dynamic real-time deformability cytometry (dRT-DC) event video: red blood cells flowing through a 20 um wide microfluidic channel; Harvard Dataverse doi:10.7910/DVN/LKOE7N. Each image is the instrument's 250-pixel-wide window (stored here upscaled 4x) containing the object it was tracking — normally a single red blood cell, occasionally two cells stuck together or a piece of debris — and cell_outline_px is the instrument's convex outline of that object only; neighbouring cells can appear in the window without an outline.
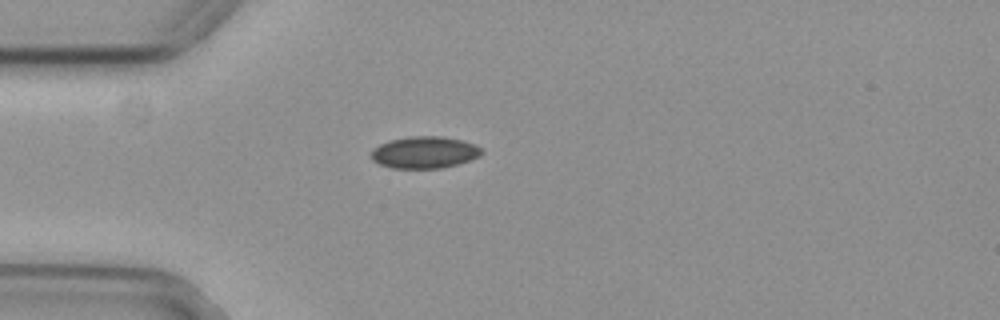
{"species": "common noctule bat (a hibernating species)", "species_latin": "Nyctalus noctula", "temperature_condition": "cold", "stored_images_in_passage": 5, "camera_frame_rate_fps": 3000, "um_per_image_px": 0.085, "animal": {"sex": "female", "body_mass_g": 29.2, "forearm_length_mm": 56.3}, "frame": {"image": 1, "passage_image": 1, "time_ms": 0.0, "image_size_px": [1000, 320], "cell_outline_px": [[484, 152], [480, 156], [456, 164], [440, 168], [392, 168], [380, 164], [372, 160], [368, 156], [372, 148], [388, 140], [408, 136], [444, 136], [464, 140], [476, 144]], "centroid_in_image_um": [36.05, 12.93], "position_along_channel_um": 49.0, "area_um2": 20.81}}